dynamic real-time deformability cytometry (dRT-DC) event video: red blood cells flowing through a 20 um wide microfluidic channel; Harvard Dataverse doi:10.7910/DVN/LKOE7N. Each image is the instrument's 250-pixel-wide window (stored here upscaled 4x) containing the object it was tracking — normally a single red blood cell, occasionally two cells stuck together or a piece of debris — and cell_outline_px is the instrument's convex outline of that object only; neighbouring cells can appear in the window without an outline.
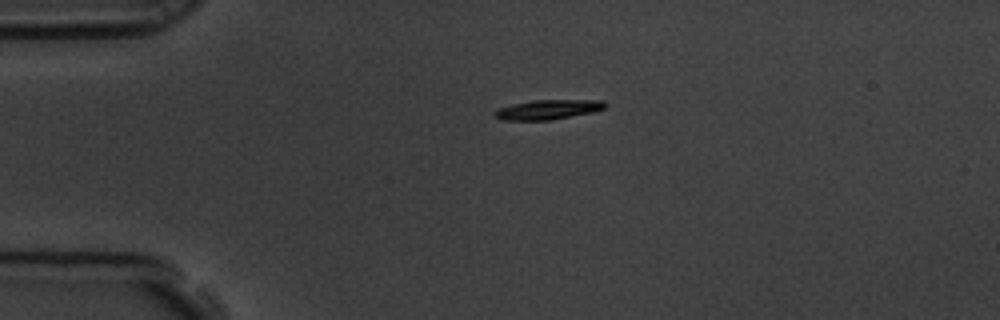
{"species": "common noctule bat (a hibernating species)", "species_latin": "Nyctalus noctula", "temperature_condition": "room temperature", "stored_images_in_passage": 2, "camera_frame_rate_fps": 3000, "um_per_image_px": 0.085, "animal": {"sex": "male", "body_mass_g": 19.5, "forearm_length_mm": 54.6}, "frame": {"image": 1, "passage_image": 1, "time_ms": 0.0, "image_size_px": [1000, 320], "cell_outline_px": [[608, 104], [604, 108], [592, 112], [552, 120], [500, 120], [492, 112], [500, 108], [512, 104], [532, 100], [604, 100]], "centroid_in_image_um": [46.58, 9.31], "position_along_channel_um": 38.4, "area_um2": 12.66}}